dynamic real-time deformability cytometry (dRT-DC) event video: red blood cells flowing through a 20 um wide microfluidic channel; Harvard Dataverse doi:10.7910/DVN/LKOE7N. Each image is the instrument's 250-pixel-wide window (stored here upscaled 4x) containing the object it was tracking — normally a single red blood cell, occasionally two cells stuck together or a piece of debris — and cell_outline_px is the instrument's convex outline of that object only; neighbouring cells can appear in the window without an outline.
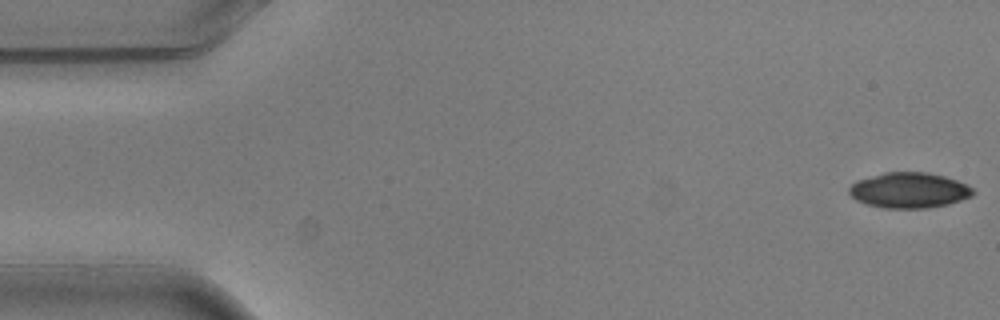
{"species": "common noctule bat (a hibernating species)", "species_latin": "Nyctalus noctula", "temperature_condition": "warm", "stored_images_in_passage": 5, "segment_of_instrument_passage": [1, 2], "camera_frame_rate_fps": 3000, "um_per_image_px": 0.085, "animal": {"sex": "male", "body_mass_g": 20.5, "forearm_length_mm": 52.5}, "frame": {"image": 1, "passage_image": 1, "time_ms": 0.0, "image_size_px": [1000, 320], "cell_outline_px": [[976, 192], [972, 196], [948, 204], [928, 208], [884, 208], [864, 204], [856, 200], [848, 192], [848, 188], [856, 180], [884, 172], [928, 172], [944, 176], [968, 184]], "centroid_in_image_um": [77.27, 16.17], "position_along_channel_um": 7.7, "area_um2": 25.84}}
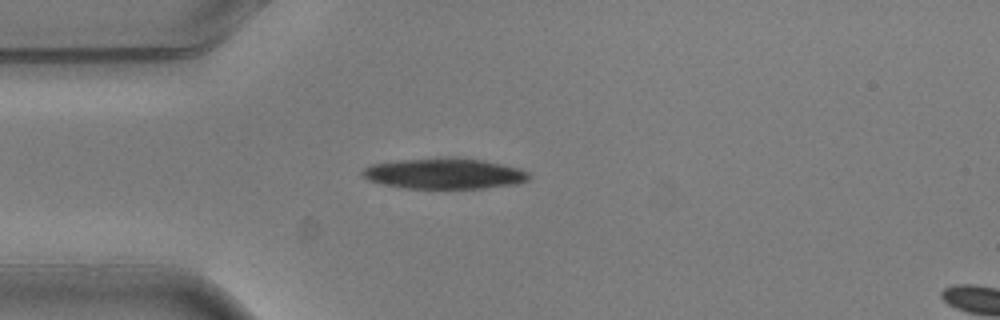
{"frame": {"image": 2, "passage_image": 4, "time_ms": 1.0, "image_size_px": [1000, 320], "cell_outline_px": [[532, 176], [528, 180], [516, 184], [484, 188], [404, 188], [384, 184], [368, 180], [360, 172], [364, 168], [372, 164], [396, 160], [440, 156], [456, 156], [484, 160], [520, 168], [528, 172]], "centroid_in_image_um": [37.79, 14.72], "position_along_channel_um": 47.2, "area_um2": 30.35}}